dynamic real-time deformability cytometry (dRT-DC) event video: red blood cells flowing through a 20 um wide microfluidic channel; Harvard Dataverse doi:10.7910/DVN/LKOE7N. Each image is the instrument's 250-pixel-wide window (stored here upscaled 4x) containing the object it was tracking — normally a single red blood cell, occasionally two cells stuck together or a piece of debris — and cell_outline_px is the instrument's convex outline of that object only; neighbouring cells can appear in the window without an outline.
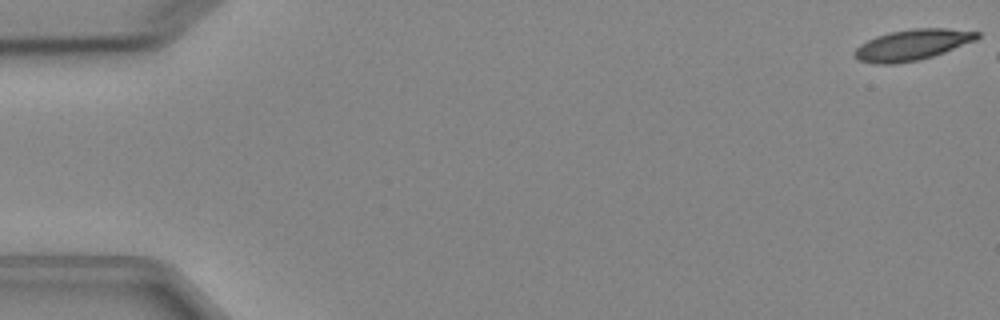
{"species": "Egyptian fruit bat (a non-hibernating species)", "species_latin": "Rousettus aegyptiacus", "temperature_condition": "cold", "stored_images_in_passage": 5, "segment_of_instrument_passage": [2, 2], "camera_frame_rate_fps": 3000, "um_per_image_px": 0.085, "animal": {"sex": "female"}, "frame": {"image": 1, "passage_image": 5, "time_ms": 5.667, "image_size_px": [1000, 320], "cell_outline_px": [[980, 36], [976, 40], [944, 52], [932, 56], [916, 60], [892, 64], [876, 64], [860, 60], [852, 56], [852, 52], [860, 44], [876, 36], [888, 32], [912, 28], [948, 28], [980, 32]], "centroid_in_image_um": [77.51, 3.8], "position_along_channel_um": 7.5, "area_um2": 22.02}}